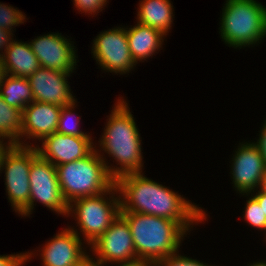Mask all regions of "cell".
<instances>
[{
  "label": "cell",
  "mask_w": 266,
  "mask_h": 266,
  "mask_svg": "<svg viewBox=\"0 0 266 266\" xmlns=\"http://www.w3.org/2000/svg\"><path fill=\"white\" fill-rule=\"evenodd\" d=\"M120 212H135L176 221L187 233L207 219V214L183 195L147 178L144 173H127L115 180ZM190 230V231H189Z\"/></svg>",
  "instance_id": "obj_1"
},
{
  "label": "cell",
  "mask_w": 266,
  "mask_h": 266,
  "mask_svg": "<svg viewBox=\"0 0 266 266\" xmlns=\"http://www.w3.org/2000/svg\"><path fill=\"white\" fill-rule=\"evenodd\" d=\"M120 98V99H119ZM108 117L106 126L99 142L98 154L103 158L104 153L109 154L117 165H107L109 174L116 180L127 173L142 172L143 156L139 129L130 112L128 103L119 97ZM103 151V152H102ZM102 152V153H101ZM103 154V155H102Z\"/></svg>",
  "instance_id": "obj_2"
},
{
  "label": "cell",
  "mask_w": 266,
  "mask_h": 266,
  "mask_svg": "<svg viewBox=\"0 0 266 266\" xmlns=\"http://www.w3.org/2000/svg\"><path fill=\"white\" fill-rule=\"evenodd\" d=\"M120 214L128 222L137 259L151 266L179 252L181 243L188 234L171 219L135 212Z\"/></svg>",
  "instance_id": "obj_3"
},
{
  "label": "cell",
  "mask_w": 266,
  "mask_h": 266,
  "mask_svg": "<svg viewBox=\"0 0 266 266\" xmlns=\"http://www.w3.org/2000/svg\"><path fill=\"white\" fill-rule=\"evenodd\" d=\"M96 147L84 158L56 166L59 186L68 204L75 199L102 194L115 184L107 170L109 163L105 155L102 158Z\"/></svg>",
  "instance_id": "obj_4"
},
{
  "label": "cell",
  "mask_w": 266,
  "mask_h": 266,
  "mask_svg": "<svg viewBox=\"0 0 266 266\" xmlns=\"http://www.w3.org/2000/svg\"><path fill=\"white\" fill-rule=\"evenodd\" d=\"M222 9L220 36L228 47L259 45L266 37V7L257 0H226Z\"/></svg>",
  "instance_id": "obj_5"
},
{
  "label": "cell",
  "mask_w": 266,
  "mask_h": 266,
  "mask_svg": "<svg viewBox=\"0 0 266 266\" xmlns=\"http://www.w3.org/2000/svg\"><path fill=\"white\" fill-rule=\"evenodd\" d=\"M117 194L119 195V192L114 184L102 194L75 199L68 204L67 217L69 215L74 217L80 231L78 232L74 226L68 227L79 237L81 232L84 236L83 241L87 242V245L90 246L96 241L120 215V196Z\"/></svg>",
  "instance_id": "obj_6"
},
{
  "label": "cell",
  "mask_w": 266,
  "mask_h": 266,
  "mask_svg": "<svg viewBox=\"0 0 266 266\" xmlns=\"http://www.w3.org/2000/svg\"><path fill=\"white\" fill-rule=\"evenodd\" d=\"M38 155L34 146L13 144L5 153L1 171L5 173V189L8 201L13 210L20 213L28 204L30 198L31 161Z\"/></svg>",
  "instance_id": "obj_7"
},
{
  "label": "cell",
  "mask_w": 266,
  "mask_h": 266,
  "mask_svg": "<svg viewBox=\"0 0 266 266\" xmlns=\"http://www.w3.org/2000/svg\"><path fill=\"white\" fill-rule=\"evenodd\" d=\"M29 176V204L19 213V216H30L38 201L51 211L67 216L68 203L65 201L59 186L56 166L37 155L31 161Z\"/></svg>",
  "instance_id": "obj_8"
},
{
  "label": "cell",
  "mask_w": 266,
  "mask_h": 266,
  "mask_svg": "<svg viewBox=\"0 0 266 266\" xmlns=\"http://www.w3.org/2000/svg\"><path fill=\"white\" fill-rule=\"evenodd\" d=\"M89 247L96 256L94 259L89 255V259L96 265L133 264L139 261L128 222L121 214Z\"/></svg>",
  "instance_id": "obj_9"
},
{
  "label": "cell",
  "mask_w": 266,
  "mask_h": 266,
  "mask_svg": "<svg viewBox=\"0 0 266 266\" xmlns=\"http://www.w3.org/2000/svg\"><path fill=\"white\" fill-rule=\"evenodd\" d=\"M91 54L106 72L124 75L136 67L130 54L125 27L119 26L100 32L93 39Z\"/></svg>",
  "instance_id": "obj_10"
},
{
  "label": "cell",
  "mask_w": 266,
  "mask_h": 266,
  "mask_svg": "<svg viewBox=\"0 0 266 266\" xmlns=\"http://www.w3.org/2000/svg\"><path fill=\"white\" fill-rule=\"evenodd\" d=\"M231 161L230 173L235 191L246 194V197L260 189L266 166L260 150L253 142L239 143Z\"/></svg>",
  "instance_id": "obj_11"
},
{
  "label": "cell",
  "mask_w": 266,
  "mask_h": 266,
  "mask_svg": "<svg viewBox=\"0 0 266 266\" xmlns=\"http://www.w3.org/2000/svg\"><path fill=\"white\" fill-rule=\"evenodd\" d=\"M28 43L40 67L65 73L74 72L78 62L76 48L72 41L62 36L61 33H47Z\"/></svg>",
  "instance_id": "obj_12"
},
{
  "label": "cell",
  "mask_w": 266,
  "mask_h": 266,
  "mask_svg": "<svg viewBox=\"0 0 266 266\" xmlns=\"http://www.w3.org/2000/svg\"><path fill=\"white\" fill-rule=\"evenodd\" d=\"M41 142V147L34 144L32 146L41 158L55 166L86 157L96 144L91 136H71L58 132L43 138Z\"/></svg>",
  "instance_id": "obj_13"
},
{
  "label": "cell",
  "mask_w": 266,
  "mask_h": 266,
  "mask_svg": "<svg viewBox=\"0 0 266 266\" xmlns=\"http://www.w3.org/2000/svg\"><path fill=\"white\" fill-rule=\"evenodd\" d=\"M82 238L69 227L48 240L39 251L42 266H82L89 260Z\"/></svg>",
  "instance_id": "obj_14"
},
{
  "label": "cell",
  "mask_w": 266,
  "mask_h": 266,
  "mask_svg": "<svg viewBox=\"0 0 266 266\" xmlns=\"http://www.w3.org/2000/svg\"><path fill=\"white\" fill-rule=\"evenodd\" d=\"M71 74L43 67L38 68L28 77L33 100L61 107L71 105L76 101L67 81Z\"/></svg>",
  "instance_id": "obj_15"
},
{
  "label": "cell",
  "mask_w": 266,
  "mask_h": 266,
  "mask_svg": "<svg viewBox=\"0 0 266 266\" xmlns=\"http://www.w3.org/2000/svg\"><path fill=\"white\" fill-rule=\"evenodd\" d=\"M62 107L56 104L33 101L22 110L21 146H32L24 138L39 142L56 132ZM24 137V138H23ZM21 138L23 139L21 141Z\"/></svg>",
  "instance_id": "obj_16"
},
{
  "label": "cell",
  "mask_w": 266,
  "mask_h": 266,
  "mask_svg": "<svg viewBox=\"0 0 266 266\" xmlns=\"http://www.w3.org/2000/svg\"><path fill=\"white\" fill-rule=\"evenodd\" d=\"M126 36L130 54L136 64L147 61L161 50L165 35L160 31L137 22L133 27H126Z\"/></svg>",
  "instance_id": "obj_17"
},
{
  "label": "cell",
  "mask_w": 266,
  "mask_h": 266,
  "mask_svg": "<svg viewBox=\"0 0 266 266\" xmlns=\"http://www.w3.org/2000/svg\"><path fill=\"white\" fill-rule=\"evenodd\" d=\"M3 56L5 73L28 78L40 68L36 55L29 43L13 40Z\"/></svg>",
  "instance_id": "obj_18"
},
{
  "label": "cell",
  "mask_w": 266,
  "mask_h": 266,
  "mask_svg": "<svg viewBox=\"0 0 266 266\" xmlns=\"http://www.w3.org/2000/svg\"><path fill=\"white\" fill-rule=\"evenodd\" d=\"M136 22L154 28L165 36L173 23V5L170 0H139Z\"/></svg>",
  "instance_id": "obj_19"
},
{
  "label": "cell",
  "mask_w": 266,
  "mask_h": 266,
  "mask_svg": "<svg viewBox=\"0 0 266 266\" xmlns=\"http://www.w3.org/2000/svg\"><path fill=\"white\" fill-rule=\"evenodd\" d=\"M0 96L8 105L21 111L34 101L28 78L9 74L0 82Z\"/></svg>",
  "instance_id": "obj_20"
},
{
  "label": "cell",
  "mask_w": 266,
  "mask_h": 266,
  "mask_svg": "<svg viewBox=\"0 0 266 266\" xmlns=\"http://www.w3.org/2000/svg\"><path fill=\"white\" fill-rule=\"evenodd\" d=\"M22 131V111L8 105L0 96V138L20 145Z\"/></svg>",
  "instance_id": "obj_21"
},
{
  "label": "cell",
  "mask_w": 266,
  "mask_h": 266,
  "mask_svg": "<svg viewBox=\"0 0 266 266\" xmlns=\"http://www.w3.org/2000/svg\"><path fill=\"white\" fill-rule=\"evenodd\" d=\"M77 106V100L71 105L63 106L60 112L58 127L56 132L71 136H90L87 132L79 130L81 117L74 118V108ZM74 118V120H73ZM72 121L70 122V120Z\"/></svg>",
  "instance_id": "obj_22"
},
{
  "label": "cell",
  "mask_w": 266,
  "mask_h": 266,
  "mask_svg": "<svg viewBox=\"0 0 266 266\" xmlns=\"http://www.w3.org/2000/svg\"><path fill=\"white\" fill-rule=\"evenodd\" d=\"M243 213V217L245 218L244 220L249 225L260 231H266V216L264 215V212L262 211V208L260 207L258 201L252 195L248 200H246Z\"/></svg>",
  "instance_id": "obj_23"
},
{
  "label": "cell",
  "mask_w": 266,
  "mask_h": 266,
  "mask_svg": "<svg viewBox=\"0 0 266 266\" xmlns=\"http://www.w3.org/2000/svg\"><path fill=\"white\" fill-rule=\"evenodd\" d=\"M26 16L22 11L11 5L0 3V29L13 32V28L26 22Z\"/></svg>",
  "instance_id": "obj_24"
},
{
  "label": "cell",
  "mask_w": 266,
  "mask_h": 266,
  "mask_svg": "<svg viewBox=\"0 0 266 266\" xmlns=\"http://www.w3.org/2000/svg\"><path fill=\"white\" fill-rule=\"evenodd\" d=\"M152 266H213L198 261L196 259H192L190 257H185L180 255L179 252L172 254L164 259H161L155 262Z\"/></svg>",
  "instance_id": "obj_25"
},
{
  "label": "cell",
  "mask_w": 266,
  "mask_h": 266,
  "mask_svg": "<svg viewBox=\"0 0 266 266\" xmlns=\"http://www.w3.org/2000/svg\"><path fill=\"white\" fill-rule=\"evenodd\" d=\"M75 8L79 13H85L91 16L97 15L106 6L108 0H73ZM103 8V9H102Z\"/></svg>",
  "instance_id": "obj_26"
},
{
  "label": "cell",
  "mask_w": 266,
  "mask_h": 266,
  "mask_svg": "<svg viewBox=\"0 0 266 266\" xmlns=\"http://www.w3.org/2000/svg\"><path fill=\"white\" fill-rule=\"evenodd\" d=\"M36 253L21 252L20 254L0 255V266H23L25 262H29L32 259V255ZM29 259V260H28Z\"/></svg>",
  "instance_id": "obj_27"
},
{
  "label": "cell",
  "mask_w": 266,
  "mask_h": 266,
  "mask_svg": "<svg viewBox=\"0 0 266 266\" xmlns=\"http://www.w3.org/2000/svg\"><path fill=\"white\" fill-rule=\"evenodd\" d=\"M259 132H260L258 135L259 139H256L257 142H253V143L260 150V152L263 156L264 162H265V166H266V119L264 120L262 129H260Z\"/></svg>",
  "instance_id": "obj_28"
},
{
  "label": "cell",
  "mask_w": 266,
  "mask_h": 266,
  "mask_svg": "<svg viewBox=\"0 0 266 266\" xmlns=\"http://www.w3.org/2000/svg\"><path fill=\"white\" fill-rule=\"evenodd\" d=\"M14 34L11 31L0 29V55H3L6 49L10 46L11 42L14 40ZM4 49V52H3Z\"/></svg>",
  "instance_id": "obj_29"
},
{
  "label": "cell",
  "mask_w": 266,
  "mask_h": 266,
  "mask_svg": "<svg viewBox=\"0 0 266 266\" xmlns=\"http://www.w3.org/2000/svg\"><path fill=\"white\" fill-rule=\"evenodd\" d=\"M256 193L254 195L250 193L259 203L264 215L266 216V193L263 192L261 189L255 190Z\"/></svg>",
  "instance_id": "obj_30"
},
{
  "label": "cell",
  "mask_w": 266,
  "mask_h": 266,
  "mask_svg": "<svg viewBox=\"0 0 266 266\" xmlns=\"http://www.w3.org/2000/svg\"><path fill=\"white\" fill-rule=\"evenodd\" d=\"M5 140H7V139L0 138V170H1V164H2V160H3L5 153L13 145L11 142L7 143Z\"/></svg>",
  "instance_id": "obj_31"
},
{
  "label": "cell",
  "mask_w": 266,
  "mask_h": 266,
  "mask_svg": "<svg viewBox=\"0 0 266 266\" xmlns=\"http://www.w3.org/2000/svg\"><path fill=\"white\" fill-rule=\"evenodd\" d=\"M6 75L3 63V56L0 55V82L3 80L4 76Z\"/></svg>",
  "instance_id": "obj_32"
},
{
  "label": "cell",
  "mask_w": 266,
  "mask_h": 266,
  "mask_svg": "<svg viewBox=\"0 0 266 266\" xmlns=\"http://www.w3.org/2000/svg\"><path fill=\"white\" fill-rule=\"evenodd\" d=\"M97 266H102V265H97ZM117 266H151V265L148 263H145V262L138 261V262L133 263V264H121V265H117Z\"/></svg>",
  "instance_id": "obj_33"
},
{
  "label": "cell",
  "mask_w": 266,
  "mask_h": 266,
  "mask_svg": "<svg viewBox=\"0 0 266 266\" xmlns=\"http://www.w3.org/2000/svg\"><path fill=\"white\" fill-rule=\"evenodd\" d=\"M260 189L266 193V171H265V174L263 176V179H262V183H261V187Z\"/></svg>",
  "instance_id": "obj_34"
},
{
  "label": "cell",
  "mask_w": 266,
  "mask_h": 266,
  "mask_svg": "<svg viewBox=\"0 0 266 266\" xmlns=\"http://www.w3.org/2000/svg\"><path fill=\"white\" fill-rule=\"evenodd\" d=\"M248 266H266V261H258V262H253L252 264L250 263V265L248 264Z\"/></svg>",
  "instance_id": "obj_35"
},
{
  "label": "cell",
  "mask_w": 266,
  "mask_h": 266,
  "mask_svg": "<svg viewBox=\"0 0 266 266\" xmlns=\"http://www.w3.org/2000/svg\"><path fill=\"white\" fill-rule=\"evenodd\" d=\"M82 266H97L95 263H93L90 259L84 263Z\"/></svg>",
  "instance_id": "obj_36"
}]
</instances>
